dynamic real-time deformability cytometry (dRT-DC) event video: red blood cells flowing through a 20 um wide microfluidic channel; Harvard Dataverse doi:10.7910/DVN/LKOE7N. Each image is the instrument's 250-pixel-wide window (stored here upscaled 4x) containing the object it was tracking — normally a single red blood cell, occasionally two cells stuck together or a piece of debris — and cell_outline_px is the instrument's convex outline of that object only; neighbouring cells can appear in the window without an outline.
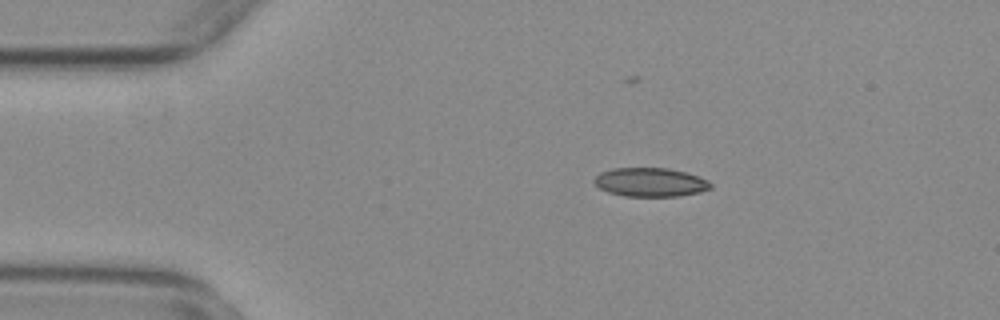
{"species": "common noctule bat (a hibernating species)", "species_latin": "Nyctalus noctula", "temperature_condition": "warm", "stored_images_in_passage": 48, "camera_frame_rate_fps": 3000, "um_per_image_px": 0.085, "animal": {"sex": "female", "body_mass_g": 29.2, "forearm_length_mm": 56.3}, "frame": {"image": 1, "passage_image": 2, "time_ms": 0.333, "image_size_px": [1000, 320], "cell_outline_px": [[712, 188], [700, 192], [680, 196], [624, 196], [608, 192], [600, 188], [592, 180], [600, 172], [612, 168], [668, 168], [684, 172], [708, 180], [712, 184]], "centroid_in_image_um": [55.27, 15.49], "position_along_channel_um": 29.7, "area_um2": 19.54}}
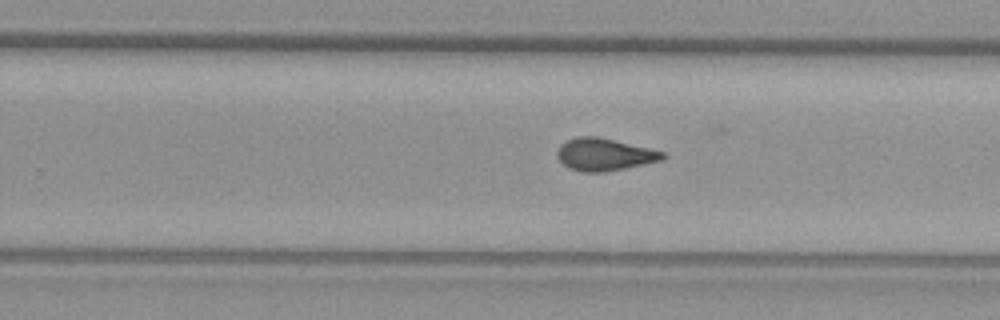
{"frame": {"image": 2, "passage_image": 26, "time_ms": 8.333, "image_size_px": [1000, 320], "cell_outline_px": [[668, 156], [664, 160], [604, 172], [580, 172], [568, 168], [556, 156], [556, 152], [560, 144], [576, 136], [596, 136], [648, 148], [664, 152]], "centroid_in_image_um": [51.36, 13.14], "position_along_channel_um": 278.4, "area_um2": 19.88}}
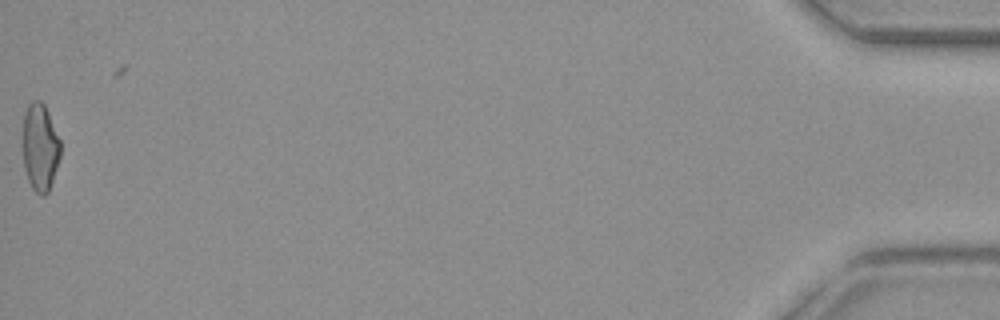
{"frame": {"image": 3, "passage_image": 47, "time_ms": 15.333, "image_size_px": [1000, 320], "cell_outline_px": [[60, 156], [48, 192], [44, 196], [40, 196], [32, 188], [28, 180], [24, 168], [24, 116], [28, 104], [32, 100], [40, 100], [44, 104], [48, 112], [60, 140]], "centroid_in_image_um": [3.41, 12.52], "position_along_channel_um": 431.8, "area_um2": 18.9}, "authors_computed_cell_mechanics": {"area_um2": 19.652, "velocity_mm_per_s": 3.7438, "shape_relaxation_time_tau1_ms": null, "shape_relaxation_time_tau2_ms": 4.5214, "deformation_change_tau1": null, "deformation_change_tau2": 0.0583}}